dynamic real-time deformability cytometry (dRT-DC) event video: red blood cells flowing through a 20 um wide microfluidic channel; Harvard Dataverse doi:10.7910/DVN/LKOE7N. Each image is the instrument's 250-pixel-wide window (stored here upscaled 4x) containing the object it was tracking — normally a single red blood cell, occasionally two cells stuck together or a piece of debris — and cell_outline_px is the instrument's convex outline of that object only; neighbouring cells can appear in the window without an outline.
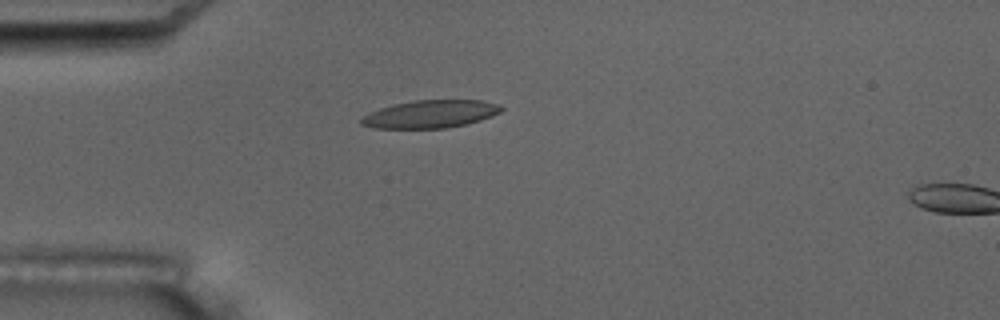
{"species": "common noctule bat (a hibernating species)", "species_latin": "Nyctalus noctula", "temperature_condition": "room temperature", "stored_images_in_passage": 5, "camera_frame_rate_fps": 3000, "um_per_image_px": 0.085, "animal": {"sex": "male", "body_mass_g": 17.5, "forearm_length_mm": 52.3}, "frame": {"image": 1, "passage_image": 4, "time_ms": 3.667, "image_size_px": [1000, 320], "cell_outline_px": [[504, 108], [500, 112], [492, 116], [480, 120], [464, 124], [444, 128], [376, 128], [360, 124], [360, 120], [368, 112], [392, 104], [416, 100], [480, 100], [496, 104]], "centroid_in_image_um": [36.55, 9.69], "position_along_channel_um": 48.4, "area_um2": 22.48}}